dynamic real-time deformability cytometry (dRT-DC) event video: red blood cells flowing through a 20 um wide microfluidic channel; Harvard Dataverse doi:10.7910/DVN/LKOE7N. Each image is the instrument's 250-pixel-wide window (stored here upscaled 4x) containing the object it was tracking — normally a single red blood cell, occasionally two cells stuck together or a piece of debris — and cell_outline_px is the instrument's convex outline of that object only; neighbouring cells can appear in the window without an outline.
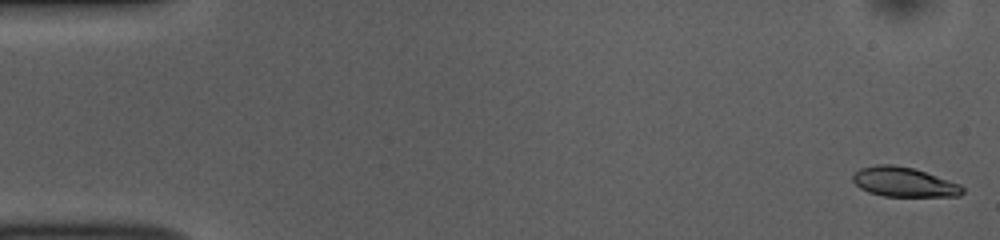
{"species": "common noctule bat (a hibernating species)", "species_latin": "Nyctalus noctula", "temperature_condition": "room temperature", "stored_images_in_passage": 53, "camera_frame_rate_fps": 3000, "um_per_image_px": 0.085, "animal": {"sex": "female", "body_mass_g": 10.0, "forearm_length_mm": 53.1}, "frame": {"image": 1, "passage_image": 1, "time_ms": 0.0, "image_size_px": [1000, 240], "cell_outline_px": [[964, 192], [960, 196], [884, 196], [868, 192], [860, 188], [852, 180], [852, 176], [860, 168], [876, 164], [892, 164], [912, 168], [960, 184], [964, 188]], "centroid_in_image_um": [76.81, 15.47], "position_along_channel_um": 8.2, "area_um2": 18.79}}
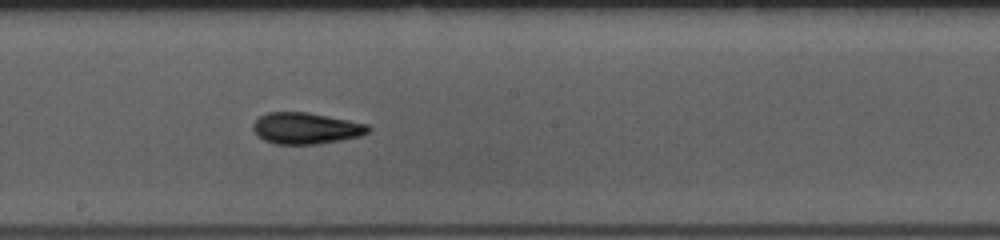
{"frame": {"image": 2, "passage_image": 29, "time_ms": 9.333, "image_size_px": [1000, 240], "cell_outline_px": [[372, 128], [368, 132], [360, 136], [340, 140], [316, 144], [276, 144], [264, 140], [252, 128], [252, 124], [260, 116], [268, 112], [308, 112], [368, 124]], "centroid_in_image_um": [26.02, 10.9], "position_along_channel_um": 222.2, "area_um2": 20.92}}
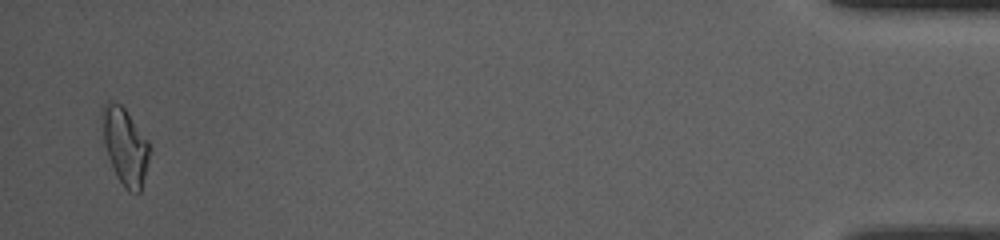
{"frame": {"image": 3, "passage_image": 52, "time_ms": 17.0, "image_size_px": [1000, 240], "cell_outline_px": [[152, 148], [148, 164], [140, 192], [128, 192], [124, 188], [116, 176], [108, 156], [104, 140], [100, 116], [100, 112], [104, 104], [108, 100], [120, 104], [124, 108], [148, 140]], "centroid_in_image_um": [10.63, 12.42], "position_along_channel_um": 424.6, "area_um2": 21.39}, "authors_computed_cell_mechanics": {"area_um2": 20.23, "velocity_mm_per_s": 3.7349, "shape_relaxation_time_tau1_ms": 5.9272, "shape_relaxation_time_tau2_ms": 2.8615, "deformation_change_tau1": 0.164, "deformation_change_tau2": 0.0974}}